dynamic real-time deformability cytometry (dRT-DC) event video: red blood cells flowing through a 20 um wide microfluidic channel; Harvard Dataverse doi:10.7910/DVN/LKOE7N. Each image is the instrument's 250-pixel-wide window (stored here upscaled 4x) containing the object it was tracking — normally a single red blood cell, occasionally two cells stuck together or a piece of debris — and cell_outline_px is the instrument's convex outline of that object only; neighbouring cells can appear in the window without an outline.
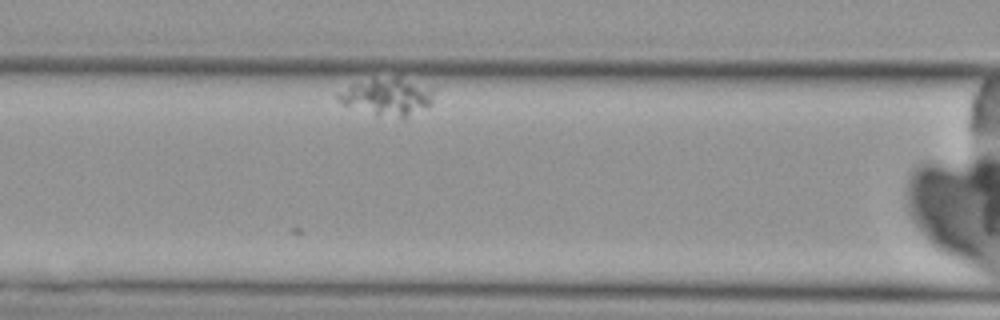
{"species": "Egyptian fruit bat (a non-hibernating species)", "species_latin": "Rousettus aegyptiacus", "temperature_condition": "cold", "stored_images_in_passage": 8, "camera_frame_rate_fps": 3000, "um_per_image_px": 0.085, "animal": {"sex": "female"}, "frame": {"image": 1, "passage_image": 8, "time_ms": 9.333, "image_size_px": [1000, 320], "cell_outline_px": [[432, 104], [404, 120], [344, 104], [336, 100], [336, 92], [352, 84], [372, 80], [396, 76], [432, 88]], "centroid_in_image_um": [32.95, 8.23], "position_along_channel_um": 133.6, "area_um2": 20.23}}